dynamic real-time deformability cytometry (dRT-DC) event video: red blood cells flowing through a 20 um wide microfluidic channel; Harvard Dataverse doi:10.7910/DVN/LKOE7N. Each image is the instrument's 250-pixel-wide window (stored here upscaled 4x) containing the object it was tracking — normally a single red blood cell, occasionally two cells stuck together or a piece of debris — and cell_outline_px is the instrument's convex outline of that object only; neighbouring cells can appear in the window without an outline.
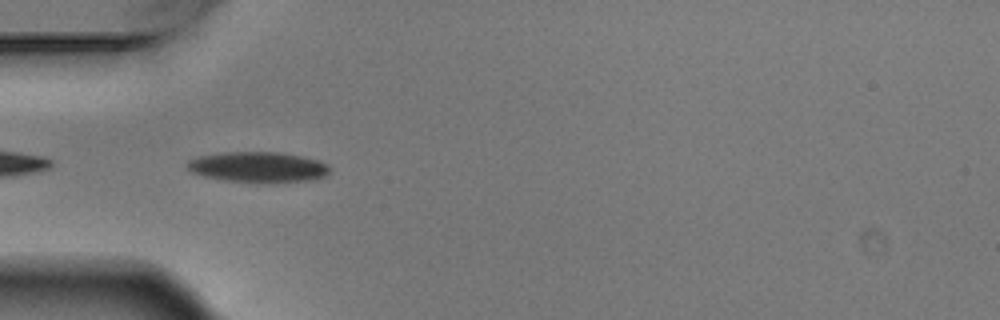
{"species": "Egyptian fruit bat (a non-hibernating species)", "species_latin": "Rousettus aegyptiacus", "temperature_condition": "warm", "stored_images_in_passage": 6, "camera_frame_rate_fps": 3000, "um_per_image_px": 0.085, "animal": {"sex": "male"}, "frame": {"image": 1, "passage_image": 5, "time_ms": 1.333, "image_size_px": [1000, 320], "cell_outline_px": [[332, 168], [324, 176], [316, 180], [268, 184], [224, 180], [204, 176], [192, 172], [184, 164], [188, 160], [200, 156], [224, 152], [280, 152], [300, 156], [316, 160], [328, 164]], "centroid_in_image_um": [21.96, 14.22], "position_along_channel_um": 63.0, "area_um2": 25.78}}
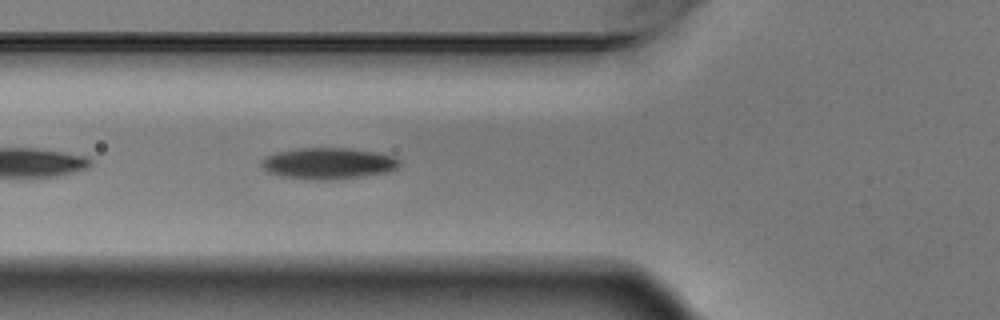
{"frame": {"image": 2, "passage_image": 6, "time_ms": 1.667, "image_size_px": [1000, 320], "cell_outline_px": [[400, 164], [392, 172], [332, 180], [312, 180], [280, 176], [268, 172], [260, 164], [260, 160], [276, 152], [296, 148], [348, 148], [376, 152], [392, 156], [400, 160]], "centroid_in_image_um": [27.9, 13.89], "position_along_channel_um": 97.9, "area_um2": 25.37}}